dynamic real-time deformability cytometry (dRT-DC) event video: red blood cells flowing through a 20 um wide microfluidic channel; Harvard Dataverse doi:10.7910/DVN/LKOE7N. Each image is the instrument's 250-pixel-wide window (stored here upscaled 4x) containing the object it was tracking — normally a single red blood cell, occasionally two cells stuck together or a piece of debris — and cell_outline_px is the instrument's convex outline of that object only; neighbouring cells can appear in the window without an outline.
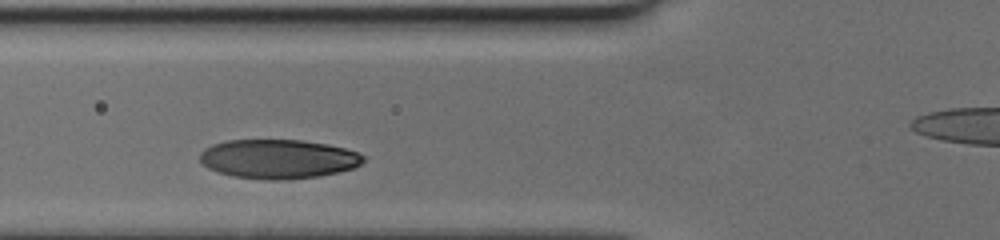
{"species": "human", "species_latin": "Homo sapiens", "temperature_condition": "cold", "stored_images_in_passage": 31, "camera_frame_rate_fps": 3000, "um_per_image_px": 0.085, "donor": {"sex": "female"}, "frame": {"image": 1, "passage_image": 10, "time_ms": 3.0, "image_size_px": [1000, 240], "cell_outline_px": [[364, 160], [360, 164], [352, 168], [340, 172], [316, 176], [284, 180], [276, 180], [232, 176], [216, 172], [208, 168], [200, 160], [200, 152], [204, 148], [212, 144], [228, 140], [300, 140], [328, 144], [344, 148], [356, 152], [364, 156]], "centroid_in_image_um": [23.62, 13.51], "position_along_channel_um": 102.2, "area_um2": 37.22}}
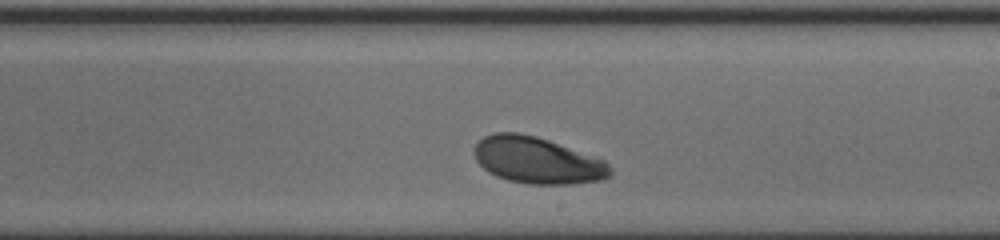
{"frame": {"image": 2, "passage_image": 21, "time_ms": 6.667, "image_size_px": [1000, 240], "cell_outline_px": [[612, 172], [608, 176], [600, 180], [568, 184], [528, 184], [508, 180], [496, 176], [488, 172], [476, 160], [472, 152], [472, 148], [484, 136], [496, 132], [516, 132], [536, 136], [548, 140], [604, 160], [612, 168]], "centroid_in_image_um": [45.62, 13.62], "position_along_channel_um": 243.4, "area_um2": 36.76}}
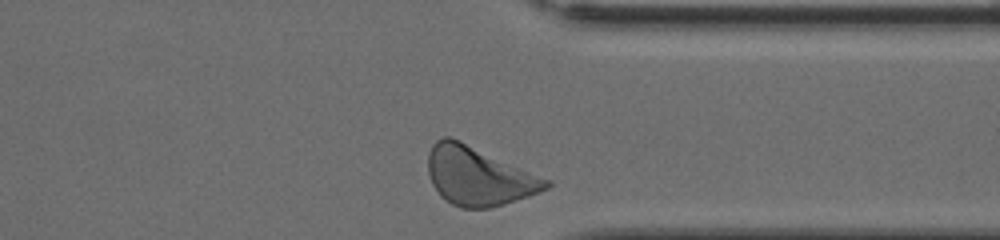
{"frame": {"image": 3, "passage_image": 31, "time_ms": 10.0, "image_size_px": [1000, 240], "cell_outline_px": [[552, 184], [548, 188], [540, 192], [504, 204], [488, 208], [460, 208], [452, 204], [440, 196], [432, 184], [428, 172], [428, 152], [432, 144], [436, 140], [444, 136], [448, 136], [460, 140], [548, 180]], "centroid_in_image_um": [40.62, 14.97], "position_along_channel_um": 370.8, "area_um2": 39.88}}